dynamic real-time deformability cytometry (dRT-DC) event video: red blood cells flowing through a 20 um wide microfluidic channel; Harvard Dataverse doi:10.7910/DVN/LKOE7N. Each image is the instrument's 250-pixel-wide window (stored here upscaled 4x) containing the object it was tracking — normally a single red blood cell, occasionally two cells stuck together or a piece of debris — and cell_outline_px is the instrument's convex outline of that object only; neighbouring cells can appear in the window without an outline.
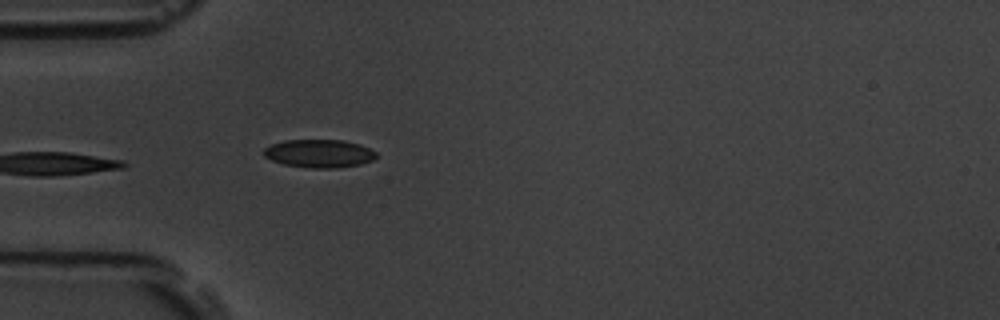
{"species": "common noctule bat (a hibernating species)", "species_latin": "Nyctalus noctula", "temperature_condition": "room temperature", "stored_images_in_passage": 5, "camera_frame_rate_fps": 3000, "um_per_image_px": 0.085, "animal": {"sex": "male", "body_mass_g": 19.5, "forearm_length_mm": 54.6}, "frame": {"image": 1, "passage_image": 5, "time_ms": 5.667, "image_size_px": [1000, 320], "cell_outline_px": [[376, 156], [372, 160], [360, 164], [336, 168], [308, 168], [284, 164], [272, 160], [264, 156], [264, 148], [272, 144], [284, 140], [344, 140], [360, 144], [376, 152]], "centroid_in_image_um": [27.12, 13.04], "position_along_channel_um": 57.9, "area_um2": 18.38}}